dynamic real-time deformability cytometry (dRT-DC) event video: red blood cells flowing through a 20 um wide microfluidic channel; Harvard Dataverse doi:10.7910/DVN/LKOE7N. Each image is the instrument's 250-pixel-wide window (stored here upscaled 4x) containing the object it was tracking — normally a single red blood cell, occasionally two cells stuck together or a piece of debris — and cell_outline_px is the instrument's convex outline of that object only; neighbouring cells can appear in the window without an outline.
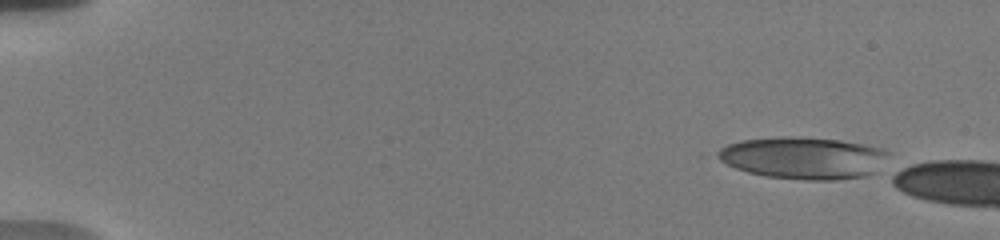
{"species": "human", "species_latin": "Homo sapiens", "temperature_condition": "warm", "stored_images_in_passage": 1, "camera_frame_rate_fps": 3000, "um_per_image_px": 0.085, "donor": {"sex": "male"}, "frame": {"image": 1, "passage_image": 1, "time_ms": 0.0, "image_size_px": [1000, 240], "cell_outline_px": [[860, 148], [848, 176], [780, 176], [756, 172], [744, 168], [736, 164], [724, 152], [728, 148], [736, 144], [756, 140], [828, 140], [848, 144]], "centroid_in_image_um": [67.58, 13.38], "position_along_channel_um": 17.4, "area_um2": 29.42}}